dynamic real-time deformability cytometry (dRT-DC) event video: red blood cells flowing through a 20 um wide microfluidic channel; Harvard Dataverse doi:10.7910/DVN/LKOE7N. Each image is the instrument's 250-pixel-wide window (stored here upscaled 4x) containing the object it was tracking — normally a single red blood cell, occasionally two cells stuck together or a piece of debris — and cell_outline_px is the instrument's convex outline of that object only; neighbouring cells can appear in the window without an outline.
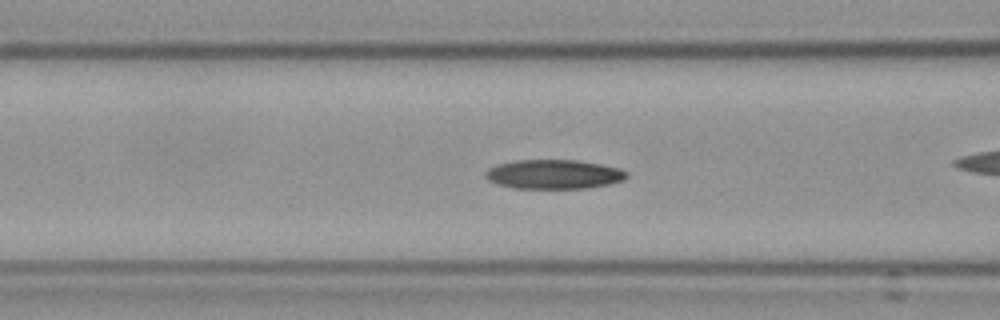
{"species": "Egyptian fruit bat (a non-hibernating species)", "species_latin": "Rousettus aegyptiacus", "temperature_condition": "cold", "stored_images_in_passage": 49, "camera_frame_rate_fps": 3000, "um_per_image_px": 0.085, "frame": {"image": 1, "passage_image": 15, "time_ms": 4.667, "image_size_px": [1000, 320], "cell_outline_px": [[628, 176], [624, 180], [608, 184], [588, 188], [512, 188], [496, 184], [488, 180], [484, 176], [484, 172], [488, 168], [496, 164], [516, 160], [576, 160], [600, 164], [620, 168], [628, 172]], "centroid_in_image_um": [47.04, 14.81], "position_along_channel_um": 119.6, "area_um2": 24.28}}